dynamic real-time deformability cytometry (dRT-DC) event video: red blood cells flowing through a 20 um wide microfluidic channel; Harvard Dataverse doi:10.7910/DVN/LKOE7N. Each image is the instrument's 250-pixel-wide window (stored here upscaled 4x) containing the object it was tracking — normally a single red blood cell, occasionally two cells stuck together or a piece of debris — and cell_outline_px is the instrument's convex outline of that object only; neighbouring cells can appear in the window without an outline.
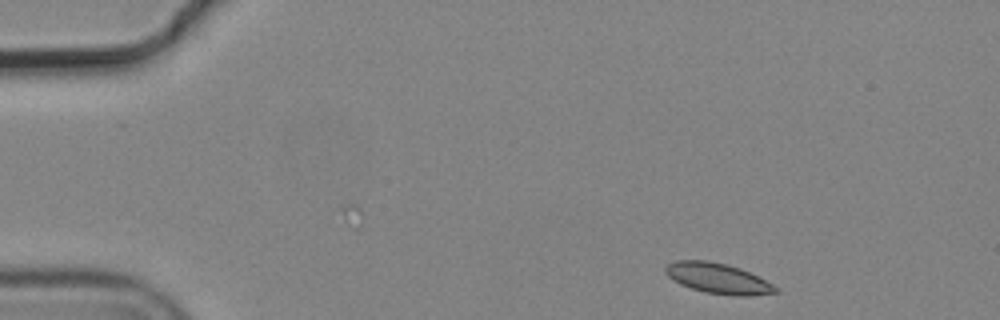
{"species": "common noctule bat (a hibernating species)", "species_latin": "Nyctalus noctula", "temperature_condition": "cold", "stored_images_in_passage": 7, "camera_frame_rate_fps": 3000, "um_per_image_px": 0.085, "animal": {"sex": "male", "body_mass_g": 19.2, "forearm_length_mm": 51.8}, "frame": {"image": 1, "passage_image": 1, "time_ms": 0.0, "image_size_px": [1000, 320], "cell_outline_px": [[780, 292], [752, 296], [736, 296], [704, 292], [680, 284], [668, 276], [664, 272], [664, 268], [668, 264], [676, 260], [708, 260], [728, 264], [740, 268], [780, 288]], "centroid_in_image_um": [61.04, 23.66], "position_along_channel_um": 24.0, "area_um2": 19.59}}
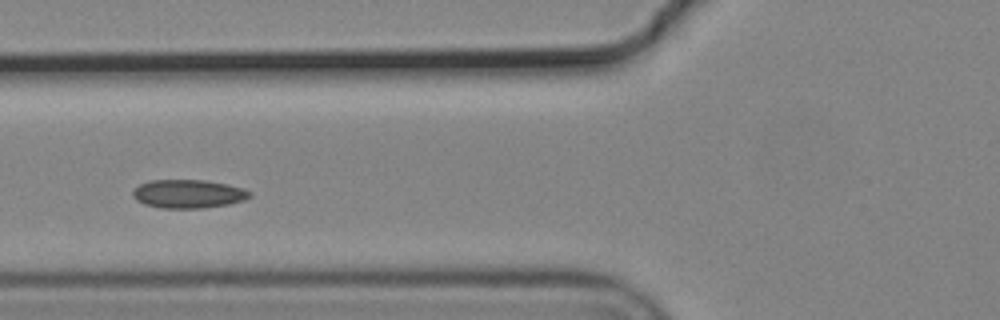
{"frame": {"image": 2, "passage_image": 5, "time_ms": 1.333, "image_size_px": [1000, 320], "cell_outline_px": [[252, 196], [244, 200], [228, 204], [204, 208], [160, 208], [144, 204], [136, 200], [132, 196], [132, 192], [140, 184], [148, 180], [204, 180], [244, 188], [252, 192]], "centroid_in_image_um": [16.0, 16.48], "position_along_channel_um": 109.8, "area_um2": 19.48}}
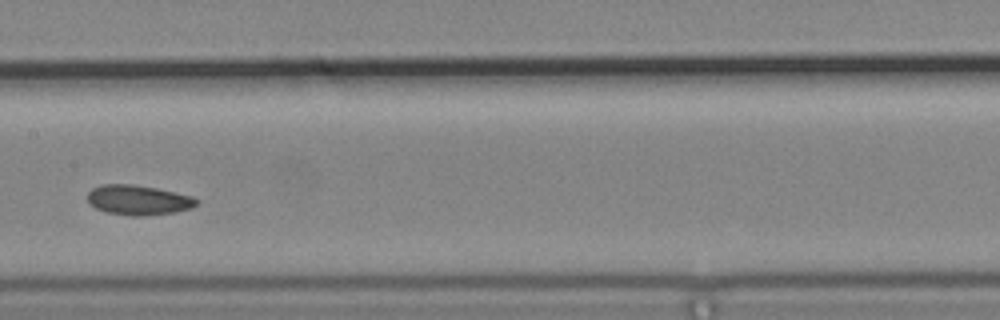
{"frame": {"image": 3, "passage_image": 7, "time_ms": 2.0, "image_size_px": [1000, 320], "cell_outline_px": [[200, 200], [192, 208], [176, 212], [140, 216], [132, 216], [104, 212], [88, 204], [88, 192], [92, 188], [100, 184], [132, 184], [156, 188], [192, 196]], "centroid_in_image_um": [11.73, 17.0], "position_along_channel_um": 195.7, "area_um2": 19.13}}